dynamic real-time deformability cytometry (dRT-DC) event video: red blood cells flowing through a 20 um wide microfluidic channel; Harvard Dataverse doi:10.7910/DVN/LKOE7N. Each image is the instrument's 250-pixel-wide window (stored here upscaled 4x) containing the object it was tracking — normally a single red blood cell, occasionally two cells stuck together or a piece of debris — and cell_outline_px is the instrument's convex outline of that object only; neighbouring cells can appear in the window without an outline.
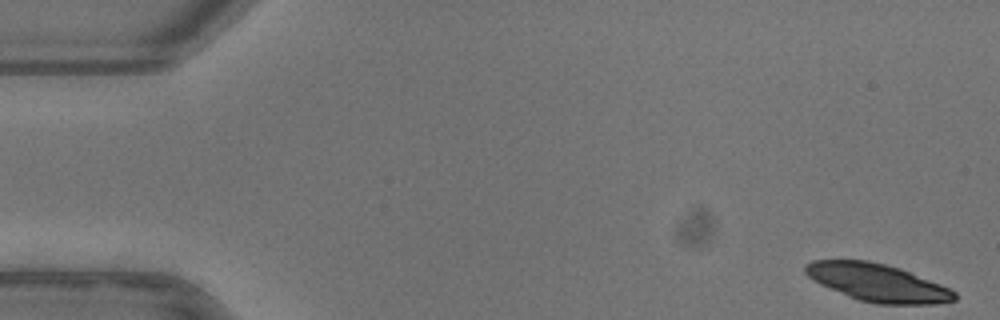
{"species": "common noctule bat (a hibernating species)", "species_latin": "Nyctalus noctula", "temperature_condition": "warm", "stored_images_in_passage": 51, "camera_frame_rate_fps": 3000, "um_per_image_px": 0.085, "animal": {"sex": "female"}, "frame": {"image": 1, "passage_image": 1, "time_ms": 0.0, "image_size_px": [1000, 320], "cell_outline_px": [[956, 300], [932, 304], [880, 304], [860, 300], [848, 296], [820, 284], [812, 280], [804, 272], [804, 264], [812, 260], [868, 260], [900, 268], [940, 284], [956, 292]], "centroid_in_image_um": [74.56, 24.01], "position_along_channel_um": 10.4, "area_um2": 32.54}}
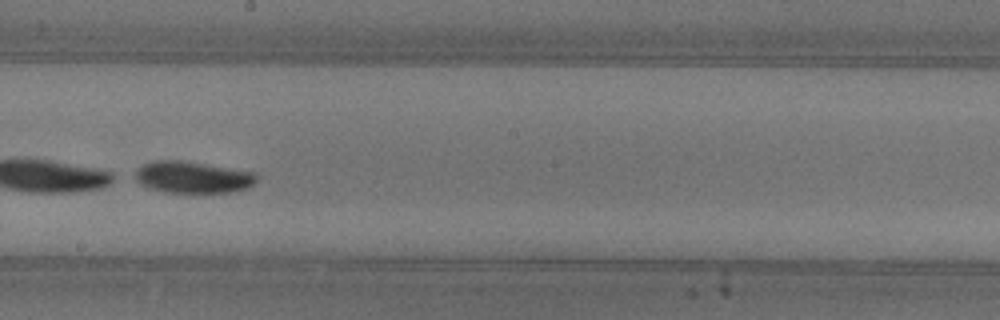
{"frame": {"image": 2, "passage_image": 29, "time_ms": 9.333, "image_size_px": [1000, 320], "cell_outline_px": [[256, 180], [248, 188], [232, 192], [192, 196], [164, 192], [148, 188], [140, 184], [128, 176], [136, 168], [144, 164], [156, 160], [180, 160], [256, 172]], "centroid_in_image_um": [16.29, 15.12], "position_along_channel_um": 231.9, "area_um2": 23.76}}